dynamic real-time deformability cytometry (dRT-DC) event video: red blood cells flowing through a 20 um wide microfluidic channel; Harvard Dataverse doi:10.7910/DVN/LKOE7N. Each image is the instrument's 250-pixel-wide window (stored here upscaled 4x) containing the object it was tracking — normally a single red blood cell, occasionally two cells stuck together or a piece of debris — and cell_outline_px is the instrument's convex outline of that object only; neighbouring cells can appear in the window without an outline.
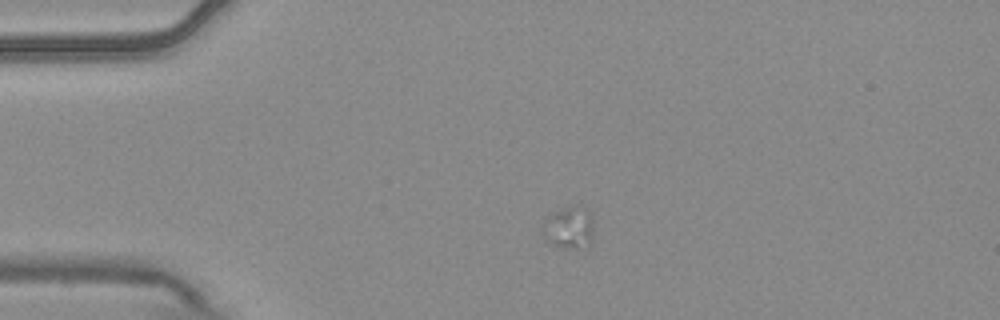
{"species": "common noctule bat (a hibernating species)", "species_latin": "Nyctalus noctula", "temperature_condition": "warm", "stored_images_in_passage": 4, "camera_frame_rate_fps": 3000, "um_per_image_px": 0.085, "animal": {"sex": "male", "body_mass_g": 20.4}, "frame": {"image": 1, "passage_image": 3, "time_ms": 0.667, "image_size_px": [1000, 320], "cell_outline_px": [[592, 232], [588, 244], [576, 248], [568, 248], [544, 240], [544, 220], [556, 212], [564, 208], [584, 208], [588, 212], [592, 220]], "centroid_in_image_um": [48.35, 19.37], "position_along_channel_um": 36.6, "area_um2": 11.62}}